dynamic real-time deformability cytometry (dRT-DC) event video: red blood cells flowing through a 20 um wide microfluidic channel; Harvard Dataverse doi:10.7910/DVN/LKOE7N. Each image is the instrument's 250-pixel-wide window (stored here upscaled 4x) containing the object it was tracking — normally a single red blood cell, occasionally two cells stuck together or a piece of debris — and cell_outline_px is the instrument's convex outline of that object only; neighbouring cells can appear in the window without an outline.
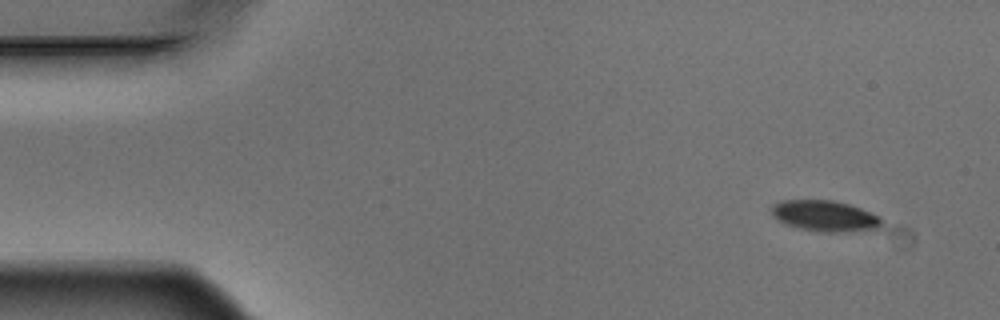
{"species": "Egyptian fruit bat (a non-hibernating species)", "species_latin": "Rousettus aegyptiacus", "temperature_condition": "warm", "stored_images_in_passage": 4, "camera_frame_rate_fps": 3000, "um_per_image_px": 0.085, "animal": {"sex": "male"}, "frame": {"image": 1, "passage_image": 1, "time_ms": 0.0, "image_size_px": [1000, 320], "cell_outline_px": [[880, 228], [844, 232], [820, 232], [800, 228], [784, 224], [772, 216], [772, 204], [780, 200], [832, 200], [848, 204], [860, 208], [880, 216]], "centroid_in_image_um": [70.07, 18.35], "position_along_channel_um": 14.9, "area_um2": 19.83}}
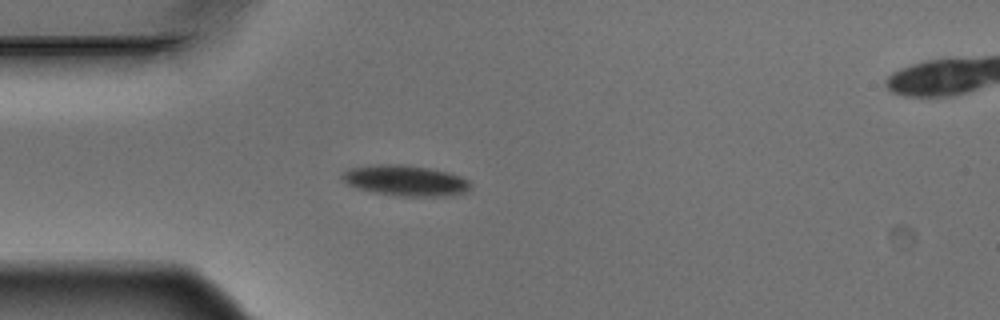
{"frame": {"image": 2, "passage_image": 4, "time_ms": 1.0, "image_size_px": [1000, 320], "cell_outline_px": [[472, 184], [468, 192], [452, 196], [400, 196], [372, 192], [356, 188], [348, 184], [340, 176], [340, 172], [348, 168], [376, 164], [404, 164], [428, 168], [448, 172], [460, 176], [468, 180]], "centroid_in_image_um": [34.46, 15.35], "position_along_channel_um": 50.5, "area_um2": 23.29}}